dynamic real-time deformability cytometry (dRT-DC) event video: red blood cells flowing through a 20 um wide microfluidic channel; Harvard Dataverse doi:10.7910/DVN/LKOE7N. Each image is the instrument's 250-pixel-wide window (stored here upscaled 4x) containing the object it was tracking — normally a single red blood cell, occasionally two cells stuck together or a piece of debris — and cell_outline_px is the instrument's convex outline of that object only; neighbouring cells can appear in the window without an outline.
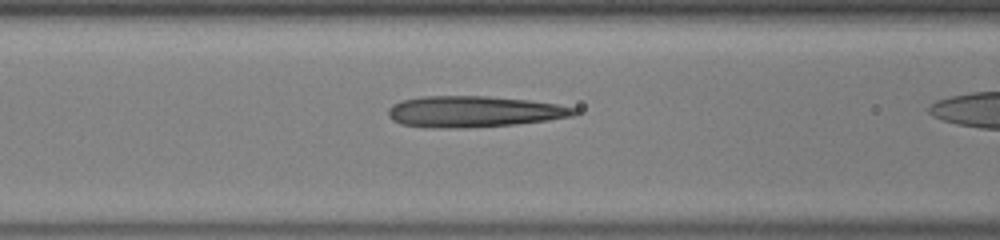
{"species": "human", "species_latin": "Homo sapiens", "temperature_condition": "warm", "stored_images_in_passage": 24, "camera_frame_rate_fps": 3000, "um_per_image_px": 0.085, "donor": {"sex": "male"}, "frame": {"image": 1, "passage_image": 5, "time_ms": 1.333, "image_size_px": [1000, 240], "cell_outline_px": [[580, 112], [576, 116], [548, 120], [516, 124], [464, 128], [432, 128], [400, 124], [392, 120], [388, 116], [388, 108], [392, 104], [400, 100], [420, 96], [488, 96], [528, 100], [556, 104], [580, 108]], "centroid_in_image_um": [40.29, 9.49], "position_along_channel_um": 126.3, "area_um2": 34.28}}
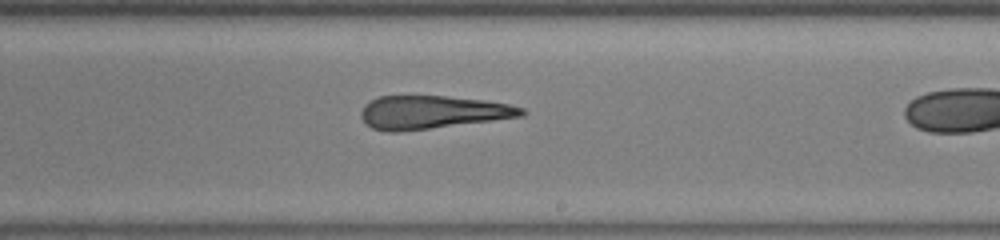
{"frame": {"image": 2, "passage_image": 14, "time_ms": 4.333, "image_size_px": [1000, 240], "cell_outline_px": [[528, 112], [524, 116], [400, 132], [388, 132], [372, 128], [360, 116], [360, 112], [364, 104], [380, 96], [444, 96], [484, 100], [508, 104], [524, 108]], "centroid_in_image_um": [36.75, 9.54], "position_along_channel_um": 252.3, "area_um2": 30.92}}
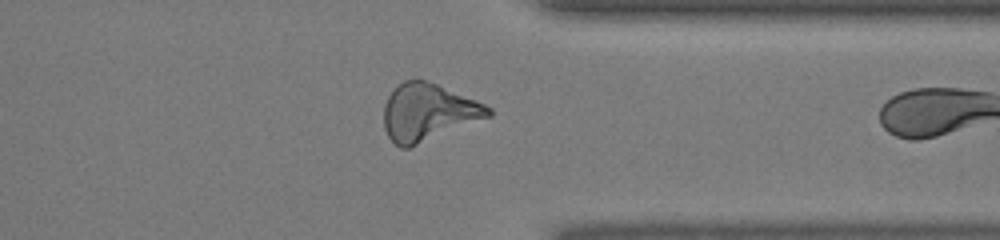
{"frame": {"image": 3, "passage_image": 23, "time_ms": 7.333, "image_size_px": [1000, 240], "cell_outline_px": [[492, 116], [408, 148], [400, 148], [388, 136], [384, 128], [384, 104], [388, 96], [404, 80], [416, 76], [476, 100], [492, 108]], "centroid_in_image_um": [36.38, 9.53], "position_along_channel_um": 375.0, "area_um2": 34.8}}